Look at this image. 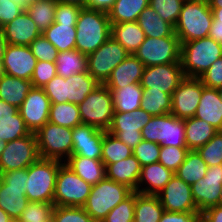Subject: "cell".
Instances as JSON below:
<instances>
[{"label":"cell","instance_id":"7402d4cb","mask_svg":"<svg viewBox=\"0 0 222 222\" xmlns=\"http://www.w3.org/2000/svg\"><path fill=\"white\" fill-rule=\"evenodd\" d=\"M3 35L8 44L29 46L41 35L36 23L26 10L22 11L11 22L2 28Z\"/></svg>","mask_w":222,"mask_h":222},{"label":"cell","instance_id":"f35d334b","mask_svg":"<svg viewBox=\"0 0 222 222\" xmlns=\"http://www.w3.org/2000/svg\"><path fill=\"white\" fill-rule=\"evenodd\" d=\"M48 122L72 129L82 124L78 104L51 103Z\"/></svg>","mask_w":222,"mask_h":222},{"label":"cell","instance_id":"be15d7a7","mask_svg":"<svg viewBox=\"0 0 222 222\" xmlns=\"http://www.w3.org/2000/svg\"><path fill=\"white\" fill-rule=\"evenodd\" d=\"M208 37H211L217 43L222 44V24H218V21H213Z\"/></svg>","mask_w":222,"mask_h":222},{"label":"cell","instance_id":"d590c367","mask_svg":"<svg viewBox=\"0 0 222 222\" xmlns=\"http://www.w3.org/2000/svg\"><path fill=\"white\" fill-rule=\"evenodd\" d=\"M55 64L58 76L70 77L87 71V55L77 49L59 52Z\"/></svg>","mask_w":222,"mask_h":222},{"label":"cell","instance_id":"4dcf8cb0","mask_svg":"<svg viewBox=\"0 0 222 222\" xmlns=\"http://www.w3.org/2000/svg\"><path fill=\"white\" fill-rule=\"evenodd\" d=\"M32 88L31 81L4 74L0 78V99L19 108Z\"/></svg>","mask_w":222,"mask_h":222},{"label":"cell","instance_id":"52a82bcc","mask_svg":"<svg viewBox=\"0 0 222 222\" xmlns=\"http://www.w3.org/2000/svg\"><path fill=\"white\" fill-rule=\"evenodd\" d=\"M83 124L107 131L112 123L114 106L112 95L105 84H99L78 104Z\"/></svg>","mask_w":222,"mask_h":222},{"label":"cell","instance_id":"6125c7cd","mask_svg":"<svg viewBox=\"0 0 222 222\" xmlns=\"http://www.w3.org/2000/svg\"><path fill=\"white\" fill-rule=\"evenodd\" d=\"M18 112V108L0 99V119L12 118Z\"/></svg>","mask_w":222,"mask_h":222},{"label":"cell","instance_id":"2e32d148","mask_svg":"<svg viewBox=\"0 0 222 222\" xmlns=\"http://www.w3.org/2000/svg\"><path fill=\"white\" fill-rule=\"evenodd\" d=\"M204 87L199 78L185 77L172 94L170 113L180 119L194 117Z\"/></svg>","mask_w":222,"mask_h":222},{"label":"cell","instance_id":"ffe728a7","mask_svg":"<svg viewBox=\"0 0 222 222\" xmlns=\"http://www.w3.org/2000/svg\"><path fill=\"white\" fill-rule=\"evenodd\" d=\"M2 62L5 74L30 81L37 59L29 46L8 44Z\"/></svg>","mask_w":222,"mask_h":222},{"label":"cell","instance_id":"a7ac6f4b","mask_svg":"<svg viewBox=\"0 0 222 222\" xmlns=\"http://www.w3.org/2000/svg\"><path fill=\"white\" fill-rule=\"evenodd\" d=\"M0 222H15L5 211L0 208Z\"/></svg>","mask_w":222,"mask_h":222},{"label":"cell","instance_id":"7bdbcfd3","mask_svg":"<svg viewBox=\"0 0 222 222\" xmlns=\"http://www.w3.org/2000/svg\"><path fill=\"white\" fill-rule=\"evenodd\" d=\"M55 205L46 202H29L16 222H52Z\"/></svg>","mask_w":222,"mask_h":222},{"label":"cell","instance_id":"753ad0ef","mask_svg":"<svg viewBox=\"0 0 222 222\" xmlns=\"http://www.w3.org/2000/svg\"><path fill=\"white\" fill-rule=\"evenodd\" d=\"M6 145H7V143L4 141H1V139H0V156H1L2 152L4 151Z\"/></svg>","mask_w":222,"mask_h":222},{"label":"cell","instance_id":"4fadbf2b","mask_svg":"<svg viewBox=\"0 0 222 222\" xmlns=\"http://www.w3.org/2000/svg\"><path fill=\"white\" fill-rule=\"evenodd\" d=\"M35 133L7 142L0 156V173L27 168L40 159Z\"/></svg>","mask_w":222,"mask_h":222},{"label":"cell","instance_id":"bcb514c9","mask_svg":"<svg viewBox=\"0 0 222 222\" xmlns=\"http://www.w3.org/2000/svg\"><path fill=\"white\" fill-rule=\"evenodd\" d=\"M166 132L167 114L152 116L141 131L144 140L156 142L160 145L166 140Z\"/></svg>","mask_w":222,"mask_h":222},{"label":"cell","instance_id":"f6af8a7d","mask_svg":"<svg viewBox=\"0 0 222 222\" xmlns=\"http://www.w3.org/2000/svg\"><path fill=\"white\" fill-rule=\"evenodd\" d=\"M185 0H149V6L168 23L175 26Z\"/></svg>","mask_w":222,"mask_h":222},{"label":"cell","instance_id":"ee69618b","mask_svg":"<svg viewBox=\"0 0 222 222\" xmlns=\"http://www.w3.org/2000/svg\"><path fill=\"white\" fill-rule=\"evenodd\" d=\"M161 146L186 147L184 119L167 113L166 140L161 143Z\"/></svg>","mask_w":222,"mask_h":222},{"label":"cell","instance_id":"d4e9b609","mask_svg":"<svg viewBox=\"0 0 222 222\" xmlns=\"http://www.w3.org/2000/svg\"><path fill=\"white\" fill-rule=\"evenodd\" d=\"M105 173L107 179L125 185L132 191H137L141 166L133 154L126 159H122L113 164H108L105 167Z\"/></svg>","mask_w":222,"mask_h":222},{"label":"cell","instance_id":"5bb4252c","mask_svg":"<svg viewBox=\"0 0 222 222\" xmlns=\"http://www.w3.org/2000/svg\"><path fill=\"white\" fill-rule=\"evenodd\" d=\"M151 118L152 115L141 107L131 112H114L107 131L134 149L142 141L141 131Z\"/></svg>","mask_w":222,"mask_h":222},{"label":"cell","instance_id":"11a10c76","mask_svg":"<svg viewBox=\"0 0 222 222\" xmlns=\"http://www.w3.org/2000/svg\"><path fill=\"white\" fill-rule=\"evenodd\" d=\"M199 79L207 88L219 89L222 87V56L212 63Z\"/></svg>","mask_w":222,"mask_h":222},{"label":"cell","instance_id":"9f6ffc18","mask_svg":"<svg viewBox=\"0 0 222 222\" xmlns=\"http://www.w3.org/2000/svg\"><path fill=\"white\" fill-rule=\"evenodd\" d=\"M81 7L73 4L57 2L55 8V23H77Z\"/></svg>","mask_w":222,"mask_h":222},{"label":"cell","instance_id":"1f68e13d","mask_svg":"<svg viewBox=\"0 0 222 222\" xmlns=\"http://www.w3.org/2000/svg\"><path fill=\"white\" fill-rule=\"evenodd\" d=\"M114 112H131L141 107L144 89L140 83L125 85L122 88H109Z\"/></svg>","mask_w":222,"mask_h":222},{"label":"cell","instance_id":"5b68a950","mask_svg":"<svg viewBox=\"0 0 222 222\" xmlns=\"http://www.w3.org/2000/svg\"><path fill=\"white\" fill-rule=\"evenodd\" d=\"M63 162L42 159L28 166L26 196L29 202L53 203L56 178Z\"/></svg>","mask_w":222,"mask_h":222},{"label":"cell","instance_id":"9a60e30c","mask_svg":"<svg viewBox=\"0 0 222 222\" xmlns=\"http://www.w3.org/2000/svg\"><path fill=\"white\" fill-rule=\"evenodd\" d=\"M184 78L180 63L161 64L145 67L140 84L144 91L160 90L172 96Z\"/></svg>","mask_w":222,"mask_h":222},{"label":"cell","instance_id":"d6a6232c","mask_svg":"<svg viewBox=\"0 0 222 222\" xmlns=\"http://www.w3.org/2000/svg\"><path fill=\"white\" fill-rule=\"evenodd\" d=\"M42 34L59 52L75 49L76 23L53 22Z\"/></svg>","mask_w":222,"mask_h":222},{"label":"cell","instance_id":"b9f144b4","mask_svg":"<svg viewBox=\"0 0 222 222\" xmlns=\"http://www.w3.org/2000/svg\"><path fill=\"white\" fill-rule=\"evenodd\" d=\"M31 132L27 129L24 120L19 111L12 118L0 119V139L4 142H10L15 139L29 135Z\"/></svg>","mask_w":222,"mask_h":222},{"label":"cell","instance_id":"277c9868","mask_svg":"<svg viewBox=\"0 0 222 222\" xmlns=\"http://www.w3.org/2000/svg\"><path fill=\"white\" fill-rule=\"evenodd\" d=\"M99 84L86 71L66 78L56 75L42 89L51 103L80 104Z\"/></svg>","mask_w":222,"mask_h":222},{"label":"cell","instance_id":"83f0119b","mask_svg":"<svg viewBox=\"0 0 222 222\" xmlns=\"http://www.w3.org/2000/svg\"><path fill=\"white\" fill-rule=\"evenodd\" d=\"M184 125L186 147L189 150H197L204 146L218 132L205 120L195 117L184 119Z\"/></svg>","mask_w":222,"mask_h":222},{"label":"cell","instance_id":"f1b7e54d","mask_svg":"<svg viewBox=\"0 0 222 222\" xmlns=\"http://www.w3.org/2000/svg\"><path fill=\"white\" fill-rule=\"evenodd\" d=\"M111 36L130 54L135 53L146 37L137 21L111 23Z\"/></svg>","mask_w":222,"mask_h":222},{"label":"cell","instance_id":"ab89813d","mask_svg":"<svg viewBox=\"0 0 222 222\" xmlns=\"http://www.w3.org/2000/svg\"><path fill=\"white\" fill-rule=\"evenodd\" d=\"M132 154L133 149H131L127 144L123 143L108 131L105 132L102 140L101 156V160L105 164V167L108 164H113L122 159H126Z\"/></svg>","mask_w":222,"mask_h":222},{"label":"cell","instance_id":"44dd1931","mask_svg":"<svg viewBox=\"0 0 222 222\" xmlns=\"http://www.w3.org/2000/svg\"><path fill=\"white\" fill-rule=\"evenodd\" d=\"M105 132L83 123L75 126L72 129V155L101 159L102 140Z\"/></svg>","mask_w":222,"mask_h":222},{"label":"cell","instance_id":"6f0895ef","mask_svg":"<svg viewBox=\"0 0 222 222\" xmlns=\"http://www.w3.org/2000/svg\"><path fill=\"white\" fill-rule=\"evenodd\" d=\"M25 9L11 0H0V28L11 22Z\"/></svg>","mask_w":222,"mask_h":222},{"label":"cell","instance_id":"db71d44e","mask_svg":"<svg viewBox=\"0 0 222 222\" xmlns=\"http://www.w3.org/2000/svg\"><path fill=\"white\" fill-rule=\"evenodd\" d=\"M57 75L55 62L37 61L31 78L32 86L42 88Z\"/></svg>","mask_w":222,"mask_h":222},{"label":"cell","instance_id":"8fae6325","mask_svg":"<svg viewBox=\"0 0 222 222\" xmlns=\"http://www.w3.org/2000/svg\"><path fill=\"white\" fill-rule=\"evenodd\" d=\"M130 53L112 36L94 52L87 55V72L100 84H104L112 70Z\"/></svg>","mask_w":222,"mask_h":222},{"label":"cell","instance_id":"cb8c5ba5","mask_svg":"<svg viewBox=\"0 0 222 222\" xmlns=\"http://www.w3.org/2000/svg\"><path fill=\"white\" fill-rule=\"evenodd\" d=\"M173 175L174 172L165 168L160 162L143 166L137 184V192L146 195H157ZM143 185L146 187H143Z\"/></svg>","mask_w":222,"mask_h":222},{"label":"cell","instance_id":"8d00e7d4","mask_svg":"<svg viewBox=\"0 0 222 222\" xmlns=\"http://www.w3.org/2000/svg\"><path fill=\"white\" fill-rule=\"evenodd\" d=\"M207 168V164L197 150H189L185 161L174 174L186 184L192 185L206 175Z\"/></svg>","mask_w":222,"mask_h":222},{"label":"cell","instance_id":"4316f807","mask_svg":"<svg viewBox=\"0 0 222 222\" xmlns=\"http://www.w3.org/2000/svg\"><path fill=\"white\" fill-rule=\"evenodd\" d=\"M64 164L91 185L97 184L106 177L105 164L101 159L71 155Z\"/></svg>","mask_w":222,"mask_h":222},{"label":"cell","instance_id":"94428289","mask_svg":"<svg viewBox=\"0 0 222 222\" xmlns=\"http://www.w3.org/2000/svg\"><path fill=\"white\" fill-rule=\"evenodd\" d=\"M116 0H85V8L108 13Z\"/></svg>","mask_w":222,"mask_h":222},{"label":"cell","instance_id":"7dc6e473","mask_svg":"<svg viewBox=\"0 0 222 222\" xmlns=\"http://www.w3.org/2000/svg\"><path fill=\"white\" fill-rule=\"evenodd\" d=\"M197 152L208 167L222 164V131H218L204 146L199 147Z\"/></svg>","mask_w":222,"mask_h":222},{"label":"cell","instance_id":"11e5206c","mask_svg":"<svg viewBox=\"0 0 222 222\" xmlns=\"http://www.w3.org/2000/svg\"><path fill=\"white\" fill-rule=\"evenodd\" d=\"M219 205H222V189L220 191V202H219Z\"/></svg>","mask_w":222,"mask_h":222},{"label":"cell","instance_id":"003e7915","mask_svg":"<svg viewBox=\"0 0 222 222\" xmlns=\"http://www.w3.org/2000/svg\"><path fill=\"white\" fill-rule=\"evenodd\" d=\"M57 2L78 5L81 8H85V0H57Z\"/></svg>","mask_w":222,"mask_h":222},{"label":"cell","instance_id":"603a6c76","mask_svg":"<svg viewBox=\"0 0 222 222\" xmlns=\"http://www.w3.org/2000/svg\"><path fill=\"white\" fill-rule=\"evenodd\" d=\"M145 65L134 55L129 54L111 72L104 83L108 88H122L125 85L140 83Z\"/></svg>","mask_w":222,"mask_h":222},{"label":"cell","instance_id":"2644e50d","mask_svg":"<svg viewBox=\"0 0 222 222\" xmlns=\"http://www.w3.org/2000/svg\"><path fill=\"white\" fill-rule=\"evenodd\" d=\"M11 1L19 4L25 9L33 0H11Z\"/></svg>","mask_w":222,"mask_h":222},{"label":"cell","instance_id":"ac0fdd59","mask_svg":"<svg viewBox=\"0 0 222 222\" xmlns=\"http://www.w3.org/2000/svg\"><path fill=\"white\" fill-rule=\"evenodd\" d=\"M222 189V164L207 168L206 175L191 185L192 196L198 211L217 206Z\"/></svg>","mask_w":222,"mask_h":222},{"label":"cell","instance_id":"91938a15","mask_svg":"<svg viewBox=\"0 0 222 222\" xmlns=\"http://www.w3.org/2000/svg\"><path fill=\"white\" fill-rule=\"evenodd\" d=\"M201 222H222V205L212 206L202 211Z\"/></svg>","mask_w":222,"mask_h":222},{"label":"cell","instance_id":"c3c4849f","mask_svg":"<svg viewBox=\"0 0 222 222\" xmlns=\"http://www.w3.org/2000/svg\"><path fill=\"white\" fill-rule=\"evenodd\" d=\"M188 151L187 147L161 146L158 162L175 173L185 161Z\"/></svg>","mask_w":222,"mask_h":222},{"label":"cell","instance_id":"9c48e42d","mask_svg":"<svg viewBox=\"0 0 222 222\" xmlns=\"http://www.w3.org/2000/svg\"><path fill=\"white\" fill-rule=\"evenodd\" d=\"M35 135L42 159L65 162L72 155V128L47 122Z\"/></svg>","mask_w":222,"mask_h":222},{"label":"cell","instance_id":"681fc988","mask_svg":"<svg viewBox=\"0 0 222 222\" xmlns=\"http://www.w3.org/2000/svg\"><path fill=\"white\" fill-rule=\"evenodd\" d=\"M135 191L113 208L102 222H130L134 220Z\"/></svg>","mask_w":222,"mask_h":222},{"label":"cell","instance_id":"e0dca14e","mask_svg":"<svg viewBox=\"0 0 222 222\" xmlns=\"http://www.w3.org/2000/svg\"><path fill=\"white\" fill-rule=\"evenodd\" d=\"M51 101L42 88L33 87L18 108L27 129L36 133L48 122Z\"/></svg>","mask_w":222,"mask_h":222},{"label":"cell","instance_id":"f907efd6","mask_svg":"<svg viewBox=\"0 0 222 222\" xmlns=\"http://www.w3.org/2000/svg\"><path fill=\"white\" fill-rule=\"evenodd\" d=\"M52 222H95L83 207L55 206Z\"/></svg>","mask_w":222,"mask_h":222},{"label":"cell","instance_id":"e575fe53","mask_svg":"<svg viewBox=\"0 0 222 222\" xmlns=\"http://www.w3.org/2000/svg\"><path fill=\"white\" fill-rule=\"evenodd\" d=\"M148 6L149 0H116L107 14L110 23L134 22Z\"/></svg>","mask_w":222,"mask_h":222},{"label":"cell","instance_id":"7c38bea8","mask_svg":"<svg viewBox=\"0 0 222 222\" xmlns=\"http://www.w3.org/2000/svg\"><path fill=\"white\" fill-rule=\"evenodd\" d=\"M181 42L177 36L145 37L134 55L145 67L180 63Z\"/></svg>","mask_w":222,"mask_h":222},{"label":"cell","instance_id":"d6986e66","mask_svg":"<svg viewBox=\"0 0 222 222\" xmlns=\"http://www.w3.org/2000/svg\"><path fill=\"white\" fill-rule=\"evenodd\" d=\"M161 205L168 212L198 211L194 202L191 185L186 184L175 174L166 186L157 194Z\"/></svg>","mask_w":222,"mask_h":222},{"label":"cell","instance_id":"89a4df30","mask_svg":"<svg viewBox=\"0 0 222 222\" xmlns=\"http://www.w3.org/2000/svg\"><path fill=\"white\" fill-rule=\"evenodd\" d=\"M210 8H220L222 7V0H207Z\"/></svg>","mask_w":222,"mask_h":222},{"label":"cell","instance_id":"34e18365","mask_svg":"<svg viewBox=\"0 0 222 222\" xmlns=\"http://www.w3.org/2000/svg\"><path fill=\"white\" fill-rule=\"evenodd\" d=\"M218 90H219V95H220V98H221V101H222V87H220Z\"/></svg>","mask_w":222,"mask_h":222},{"label":"cell","instance_id":"8992f818","mask_svg":"<svg viewBox=\"0 0 222 222\" xmlns=\"http://www.w3.org/2000/svg\"><path fill=\"white\" fill-rule=\"evenodd\" d=\"M132 192L127 186L105 177L97 184L92 185L83 208L95 222H102L107 214Z\"/></svg>","mask_w":222,"mask_h":222},{"label":"cell","instance_id":"f546056e","mask_svg":"<svg viewBox=\"0 0 222 222\" xmlns=\"http://www.w3.org/2000/svg\"><path fill=\"white\" fill-rule=\"evenodd\" d=\"M137 23L146 37L163 38L177 36L174 26L163 20L150 6L146 7L137 19Z\"/></svg>","mask_w":222,"mask_h":222},{"label":"cell","instance_id":"e7e4bbea","mask_svg":"<svg viewBox=\"0 0 222 222\" xmlns=\"http://www.w3.org/2000/svg\"><path fill=\"white\" fill-rule=\"evenodd\" d=\"M7 45L2 29H0V59H3Z\"/></svg>","mask_w":222,"mask_h":222},{"label":"cell","instance_id":"484cf974","mask_svg":"<svg viewBox=\"0 0 222 222\" xmlns=\"http://www.w3.org/2000/svg\"><path fill=\"white\" fill-rule=\"evenodd\" d=\"M194 117L205 120L218 131H222V101L218 89L203 88Z\"/></svg>","mask_w":222,"mask_h":222},{"label":"cell","instance_id":"74e56055","mask_svg":"<svg viewBox=\"0 0 222 222\" xmlns=\"http://www.w3.org/2000/svg\"><path fill=\"white\" fill-rule=\"evenodd\" d=\"M57 0H33L25 10L41 34L55 21Z\"/></svg>","mask_w":222,"mask_h":222},{"label":"cell","instance_id":"3957f363","mask_svg":"<svg viewBox=\"0 0 222 222\" xmlns=\"http://www.w3.org/2000/svg\"><path fill=\"white\" fill-rule=\"evenodd\" d=\"M222 56V44L211 37L181 43L180 64L185 77L199 78Z\"/></svg>","mask_w":222,"mask_h":222},{"label":"cell","instance_id":"6da1fadb","mask_svg":"<svg viewBox=\"0 0 222 222\" xmlns=\"http://www.w3.org/2000/svg\"><path fill=\"white\" fill-rule=\"evenodd\" d=\"M111 36V23L103 11L81 8L76 23L75 49L89 55Z\"/></svg>","mask_w":222,"mask_h":222},{"label":"cell","instance_id":"f5cc1de1","mask_svg":"<svg viewBox=\"0 0 222 222\" xmlns=\"http://www.w3.org/2000/svg\"><path fill=\"white\" fill-rule=\"evenodd\" d=\"M37 61L55 62L59 54L57 48L41 34L29 45Z\"/></svg>","mask_w":222,"mask_h":222},{"label":"cell","instance_id":"ba28073f","mask_svg":"<svg viewBox=\"0 0 222 222\" xmlns=\"http://www.w3.org/2000/svg\"><path fill=\"white\" fill-rule=\"evenodd\" d=\"M28 167L0 173V208L15 222L27 207L26 181Z\"/></svg>","mask_w":222,"mask_h":222},{"label":"cell","instance_id":"836d02e7","mask_svg":"<svg viewBox=\"0 0 222 222\" xmlns=\"http://www.w3.org/2000/svg\"><path fill=\"white\" fill-rule=\"evenodd\" d=\"M164 211L157 195H146L135 191L136 222H159Z\"/></svg>","mask_w":222,"mask_h":222},{"label":"cell","instance_id":"30bf717a","mask_svg":"<svg viewBox=\"0 0 222 222\" xmlns=\"http://www.w3.org/2000/svg\"><path fill=\"white\" fill-rule=\"evenodd\" d=\"M92 185L85 182L64 163L56 178L53 204L63 207H83Z\"/></svg>","mask_w":222,"mask_h":222},{"label":"cell","instance_id":"60d3db41","mask_svg":"<svg viewBox=\"0 0 222 222\" xmlns=\"http://www.w3.org/2000/svg\"><path fill=\"white\" fill-rule=\"evenodd\" d=\"M141 108L152 116L171 112L172 96L162 91H144Z\"/></svg>","mask_w":222,"mask_h":222},{"label":"cell","instance_id":"680465c9","mask_svg":"<svg viewBox=\"0 0 222 222\" xmlns=\"http://www.w3.org/2000/svg\"><path fill=\"white\" fill-rule=\"evenodd\" d=\"M159 222H201V212L164 211Z\"/></svg>","mask_w":222,"mask_h":222},{"label":"cell","instance_id":"03108f58","mask_svg":"<svg viewBox=\"0 0 222 222\" xmlns=\"http://www.w3.org/2000/svg\"><path fill=\"white\" fill-rule=\"evenodd\" d=\"M213 14V21H218V24H222V7L211 8Z\"/></svg>","mask_w":222,"mask_h":222},{"label":"cell","instance_id":"7a4b0ae2","mask_svg":"<svg viewBox=\"0 0 222 222\" xmlns=\"http://www.w3.org/2000/svg\"><path fill=\"white\" fill-rule=\"evenodd\" d=\"M213 14L207 0H185L174 26L181 43L208 37Z\"/></svg>","mask_w":222,"mask_h":222},{"label":"cell","instance_id":"816d5d0a","mask_svg":"<svg viewBox=\"0 0 222 222\" xmlns=\"http://www.w3.org/2000/svg\"><path fill=\"white\" fill-rule=\"evenodd\" d=\"M160 148V144L142 139L133 149V155L143 167L159 161Z\"/></svg>","mask_w":222,"mask_h":222},{"label":"cell","instance_id":"8c879c8a","mask_svg":"<svg viewBox=\"0 0 222 222\" xmlns=\"http://www.w3.org/2000/svg\"><path fill=\"white\" fill-rule=\"evenodd\" d=\"M3 59H0V78L5 74L4 66H3Z\"/></svg>","mask_w":222,"mask_h":222}]
</instances>
